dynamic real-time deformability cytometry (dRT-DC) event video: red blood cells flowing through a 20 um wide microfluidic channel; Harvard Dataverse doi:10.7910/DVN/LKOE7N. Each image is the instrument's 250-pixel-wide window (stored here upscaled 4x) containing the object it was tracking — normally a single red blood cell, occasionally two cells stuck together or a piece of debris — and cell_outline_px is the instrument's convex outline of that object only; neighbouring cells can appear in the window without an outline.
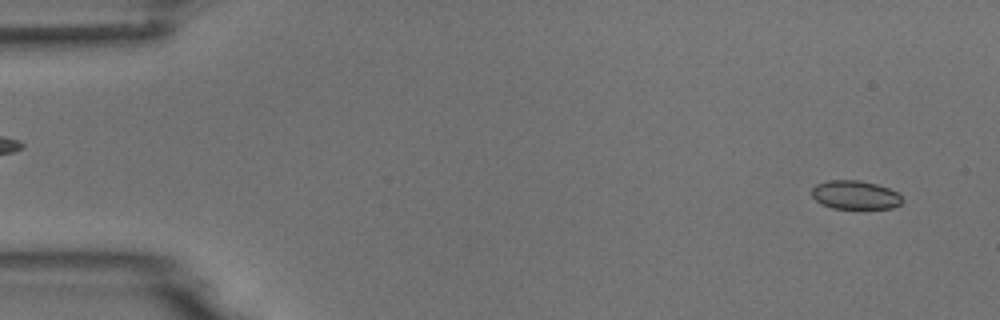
{"species": "common noctule bat (a hibernating species)", "species_latin": "Nyctalus noctula", "temperature_condition": "room temperature", "stored_images_in_passage": 5, "camera_frame_rate_fps": 3000, "um_per_image_px": 0.085, "animal": {"sex": "male", "body_mass_g": 18.8}, "frame": {"image": 1, "passage_image": 1, "time_ms": 0.0, "image_size_px": [1000, 320], "cell_outline_px": [[904, 200], [900, 204], [892, 208], [832, 208], [816, 200], [812, 196], [812, 188], [816, 184], [828, 180], [860, 180], [876, 184], [888, 188], [896, 192]], "centroid_in_image_um": [72.69, 16.56], "position_along_channel_um": 12.3, "area_um2": 14.97}}
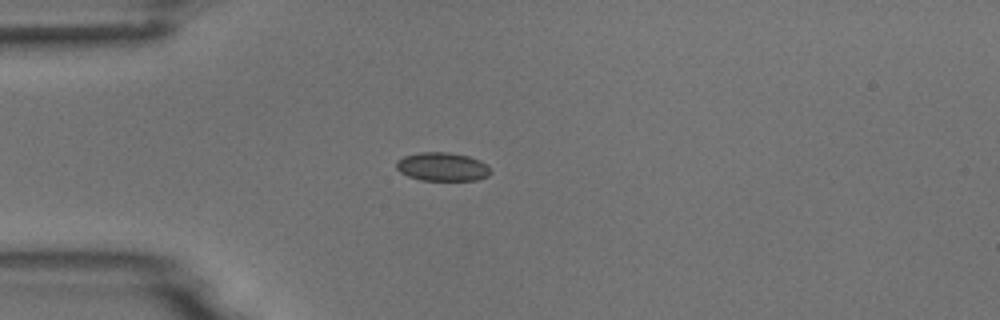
{"frame": {"image": 2, "passage_image": 4, "time_ms": 3.667, "image_size_px": [1000, 320], "cell_outline_px": [[492, 172], [488, 176], [476, 180], [420, 180], [408, 176], [400, 172], [396, 168], [396, 160], [404, 156], [420, 152], [448, 152], [468, 156], [480, 160], [488, 164]], "centroid_in_image_um": [37.61, 14.17], "position_along_channel_um": 47.4, "area_um2": 15.84}}